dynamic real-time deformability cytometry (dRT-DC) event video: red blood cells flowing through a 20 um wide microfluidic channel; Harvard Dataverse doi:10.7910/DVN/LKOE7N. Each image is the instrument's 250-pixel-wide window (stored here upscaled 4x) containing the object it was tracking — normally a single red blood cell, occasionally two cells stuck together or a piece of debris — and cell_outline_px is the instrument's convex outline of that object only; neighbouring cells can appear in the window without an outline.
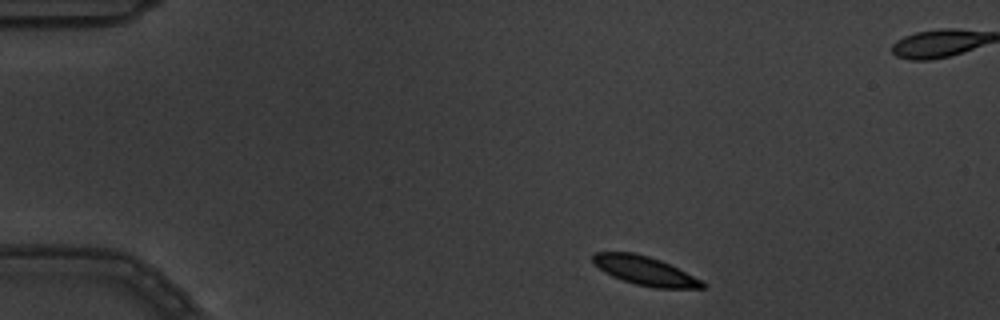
{"species": "common noctule bat (a hibernating species)", "species_latin": "Nyctalus noctula", "temperature_condition": "warm", "stored_images_in_passage": 4, "camera_frame_rate_fps": 3000, "um_per_image_px": 0.085, "animal": {"sex": "male", "body_mass_g": 19.5, "forearm_length_mm": 54.6}, "frame": {"image": 1, "passage_image": 1, "time_ms": 0.0, "image_size_px": [1000, 320], "cell_outline_px": [[708, 284], [704, 288], [656, 288], [636, 284], [612, 276], [604, 272], [592, 260], [592, 256], [596, 252], [632, 252], [648, 256], [660, 260], [704, 280]], "centroid_in_image_um": [54.88, 23.02], "position_along_channel_um": 30.1, "area_um2": 18.32}}